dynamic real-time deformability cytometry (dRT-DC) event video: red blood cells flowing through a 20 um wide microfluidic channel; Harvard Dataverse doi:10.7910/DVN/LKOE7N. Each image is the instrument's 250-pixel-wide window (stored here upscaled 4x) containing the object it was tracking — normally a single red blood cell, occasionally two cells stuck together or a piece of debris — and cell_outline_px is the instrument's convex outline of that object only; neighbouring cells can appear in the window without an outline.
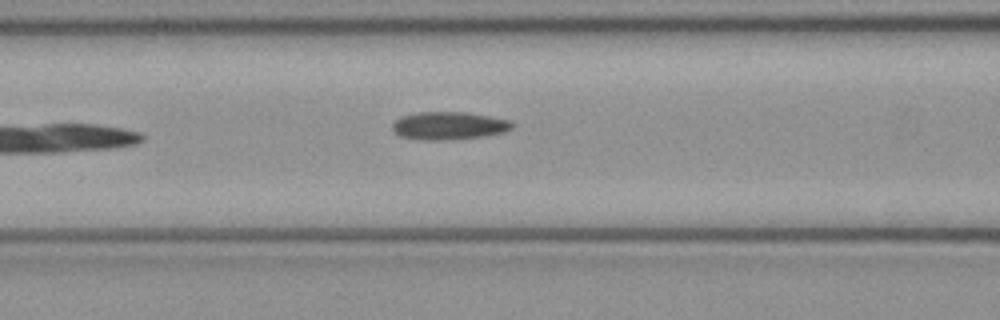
{"species": "common noctule bat (a hibernating species)", "species_latin": "Nyctalus noctula", "temperature_condition": "cold", "stored_images_in_passage": 5, "camera_frame_rate_fps": 3000, "um_per_image_px": 0.085, "animal": {"sex": "female", "body_mass_g": 21.9}, "frame": {"image": 1, "passage_image": 5, "time_ms": 1.333, "image_size_px": [1000, 320], "cell_outline_px": [[512, 128], [504, 132], [484, 136], [448, 140], [420, 140], [400, 136], [392, 128], [392, 124], [400, 116], [416, 112], [464, 112], [512, 120]], "centroid_in_image_um": [38.14, 10.68], "position_along_channel_um": 128.5, "area_um2": 19.48}}